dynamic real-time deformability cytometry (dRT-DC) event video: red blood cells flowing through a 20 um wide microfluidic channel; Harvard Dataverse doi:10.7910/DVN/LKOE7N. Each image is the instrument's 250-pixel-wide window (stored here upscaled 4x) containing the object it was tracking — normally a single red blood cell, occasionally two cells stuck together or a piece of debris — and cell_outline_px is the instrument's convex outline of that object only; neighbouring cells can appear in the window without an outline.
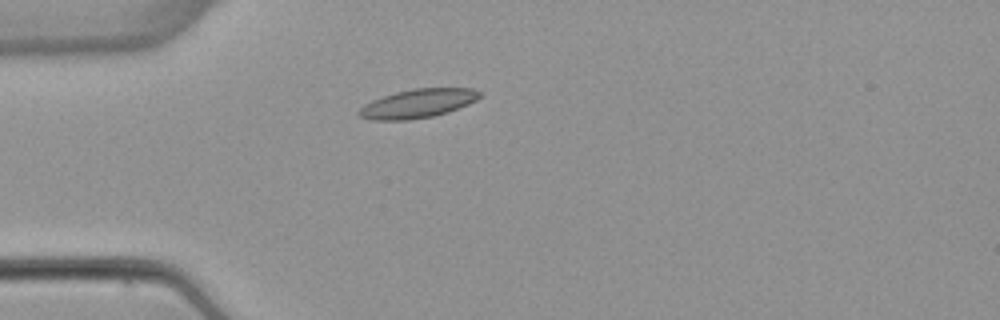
{"species": "common noctule bat (a hibernating species)", "species_latin": "Nyctalus noctula", "temperature_condition": "warm", "stored_images_in_passage": 2, "camera_frame_rate_fps": 3000, "um_per_image_px": 0.085, "animal": {"sex": "female", "body_mass_g": 22.7, "forearm_length_mm": 54.2}, "frame": {"image": 1, "passage_image": 1, "time_ms": 0.0, "image_size_px": [1000, 320], "cell_outline_px": [[480, 96], [476, 100], [468, 104], [448, 112], [432, 116], [408, 120], [372, 120], [360, 116], [356, 112], [364, 104], [372, 100], [396, 92], [412, 88], [472, 88], [480, 92]], "centroid_in_image_um": [35.49, 8.79], "position_along_channel_um": 49.5, "area_um2": 20.17}}